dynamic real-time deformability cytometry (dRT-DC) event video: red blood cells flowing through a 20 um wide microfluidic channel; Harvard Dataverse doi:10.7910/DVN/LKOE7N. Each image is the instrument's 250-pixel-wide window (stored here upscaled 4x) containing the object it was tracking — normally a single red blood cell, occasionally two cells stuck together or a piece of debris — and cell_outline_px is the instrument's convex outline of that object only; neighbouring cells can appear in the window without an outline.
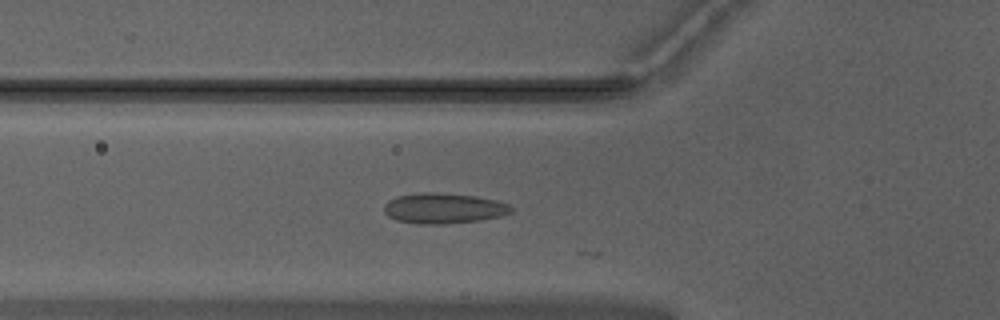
{"species": "Egyptian fruit bat (a non-hibernating species)", "species_latin": "Rousettus aegyptiacus", "temperature_condition": "warm", "stored_images_in_passage": 27, "camera_frame_rate_fps": 3000, "um_per_image_px": 0.085, "animal": {"sex": "male"}, "frame": {"image": 1, "passage_image": 18, "time_ms": 5.667, "image_size_px": [1000, 320], "cell_outline_px": [[512, 212], [500, 216], [480, 220], [444, 224], [416, 224], [396, 220], [388, 216], [384, 212], [384, 204], [388, 200], [396, 196], [424, 192], [436, 192], [476, 196], [496, 200], [508, 204], [512, 208]], "centroid_in_image_um": [37.68, 17.7], "position_along_channel_um": 88.1, "area_um2": 22.66}}
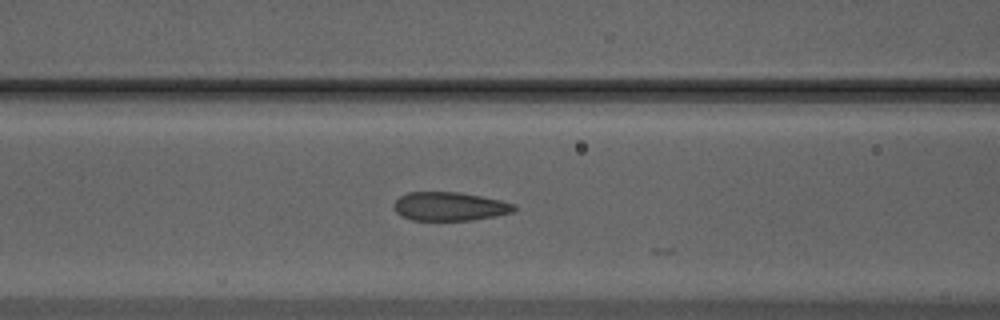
{"frame": {"image": 2, "passage_image": 21, "time_ms": 6.667, "image_size_px": [1000, 320], "cell_outline_px": [[516, 208], [512, 212], [472, 220], [412, 220], [400, 216], [396, 212], [392, 204], [400, 196], [408, 192], [460, 192], [500, 200], [516, 204]], "centroid_in_image_um": [38.18, 17.54], "position_along_channel_um": 128.4, "area_um2": 20.06}}
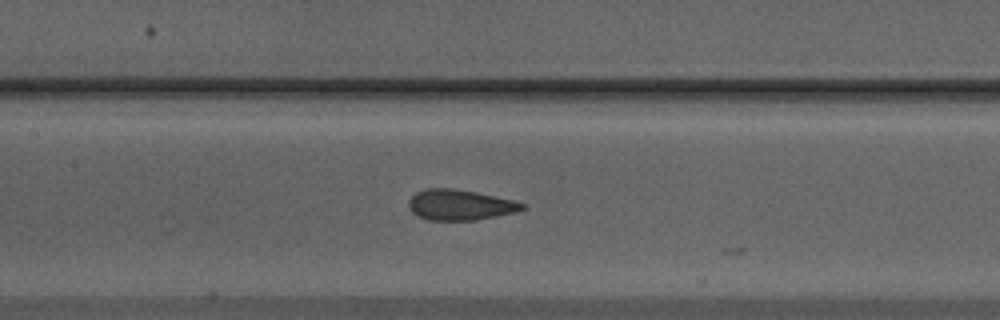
{"frame": {"image": 3, "passage_image": 24, "time_ms": 7.667, "image_size_px": [1000, 320], "cell_outline_px": [[528, 208], [516, 212], [476, 220], [428, 220], [412, 212], [408, 208], [408, 200], [416, 192], [428, 188], [452, 188], [476, 192], [512, 200], [528, 204]], "centroid_in_image_um": [39.12, 17.41], "position_along_channel_um": 168.3, "area_um2": 20.29}}